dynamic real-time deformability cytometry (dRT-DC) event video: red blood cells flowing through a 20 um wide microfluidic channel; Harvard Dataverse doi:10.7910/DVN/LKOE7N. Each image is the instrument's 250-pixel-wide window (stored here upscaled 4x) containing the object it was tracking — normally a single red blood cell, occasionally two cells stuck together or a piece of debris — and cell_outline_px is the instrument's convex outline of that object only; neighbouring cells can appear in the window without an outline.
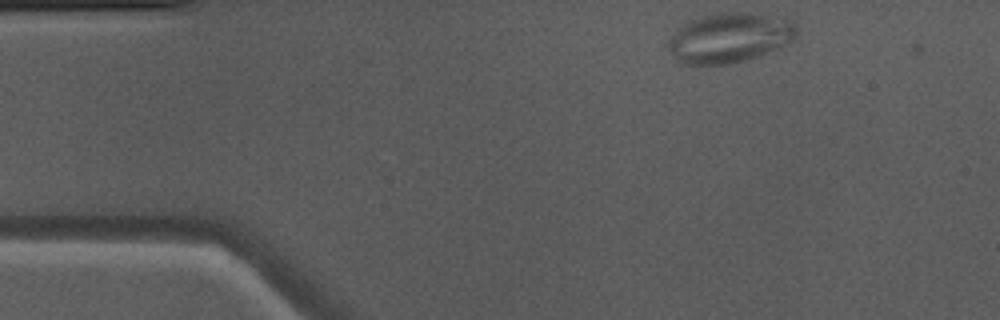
{"species": "Egyptian fruit bat (a non-hibernating species)", "species_latin": "Rousettus aegyptiacus", "temperature_condition": "warm", "stored_images_in_passage": 44, "camera_frame_rate_fps": 3000, "um_per_image_px": 0.085, "animal": {"sex": "male"}, "frame": {"image": 1, "passage_image": 1, "time_ms": 0.0, "image_size_px": [1000, 320], "cell_outline_px": [[796, 40], [756, 56], [732, 64], [684, 64], [676, 60], [672, 56], [668, 48], [668, 40], [684, 24], [692, 20], [704, 16], [720, 12], [744, 12], [788, 20], [796, 28]], "centroid_in_image_um": [61.97, 3.23], "position_along_channel_um": 23.0, "area_um2": 36.53}}
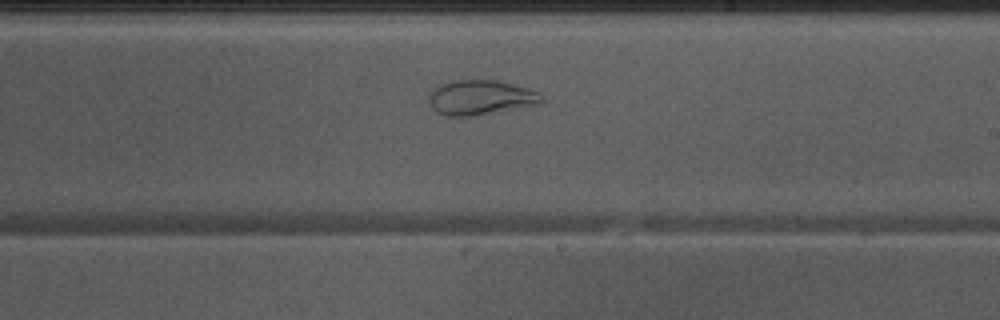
{"frame": {"image": 2, "passage_image": 23, "time_ms": 7.333, "image_size_px": [1000, 320], "cell_outline_px": [[544, 104], [472, 116], [444, 116], [436, 112], [432, 108], [428, 100], [428, 92], [432, 88], [448, 80], [496, 80], [528, 88], [540, 92], [544, 96]], "centroid_in_image_um": [40.85, 8.29], "position_along_channel_um": 248.2, "area_um2": 23.47}}
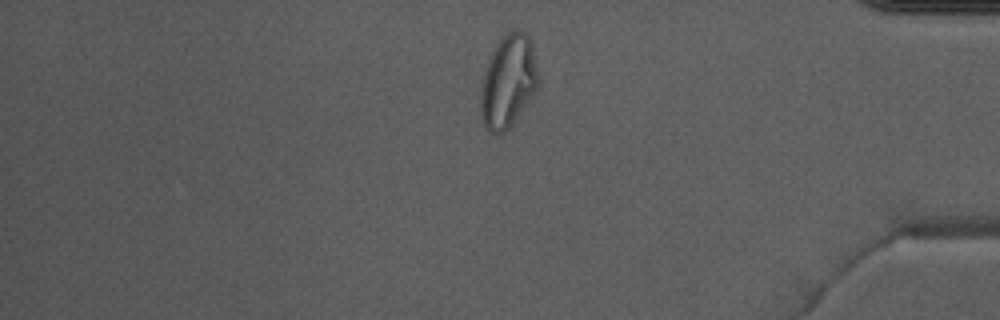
{"frame": {"image": 3, "passage_image": 36, "time_ms": 11.667, "image_size_px": [1000, 320], "cell_outline_px": [[540, 80], [536, 92], [512, 124], [504, 132], [496, 136], [488, 132], [484, 124], [480, 112], [480, 92], [484, 72], [488, 60], [500, 36], [512, 28], [520, 28], [532, 40]], "centroid_in_image_um": [43.21, 6.88], "position_along_channel_um": 392.0, "area_um2": 31.96}}